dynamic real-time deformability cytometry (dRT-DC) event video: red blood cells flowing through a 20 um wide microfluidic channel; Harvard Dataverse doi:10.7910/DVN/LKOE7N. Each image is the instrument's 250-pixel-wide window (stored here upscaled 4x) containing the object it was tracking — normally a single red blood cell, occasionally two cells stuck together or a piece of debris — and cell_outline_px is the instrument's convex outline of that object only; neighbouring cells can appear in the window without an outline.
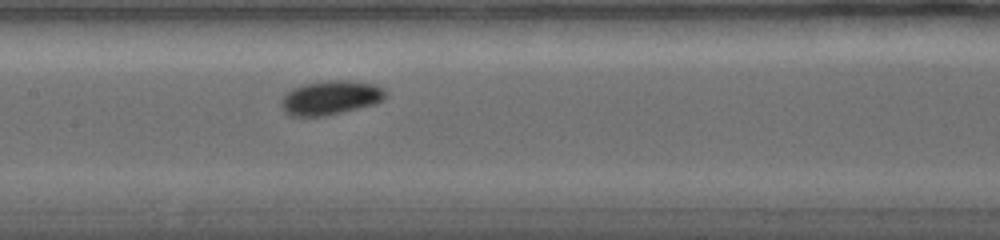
{"species": "common noctule bat (a hibernating species)", "species_latin": "Nyctalus noctula", "temperature_condition": "warm", "stored_images_in_passage": 23, "camera_frame_rate_fps": 5000, "um_per_image_px": 0.085, "animal": {"sex": "female", "body_mass_g": 19.0, "forearm_length_mm": 56.7}, "frame": {"image": 1, "passage_image": 10, "time_ms": 5.8, "image_size_px": [1000, 240], "cell_outline_px": [[384, 96], [376, 104], [324, 116], [288, 116], [284, 112], [280, 104], [280, 100], [292, 88], [304, 84], [328, 80], [348, 80], [376, 84], [384, 88]], "centroid_in_image_um": [28.06, 8.3], "position_along_channel_um": 179.3, "area_um2": 20.75}}
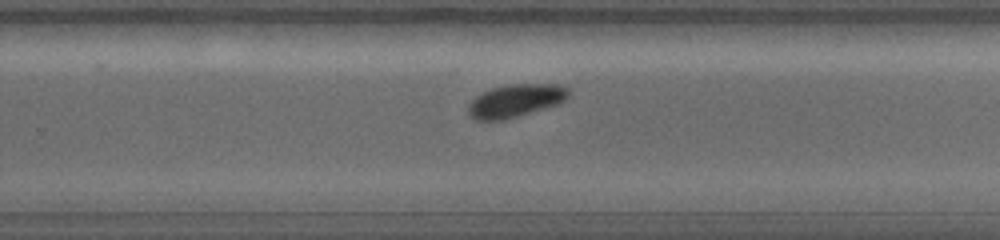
{"frame": {"image": 2, "passage_image": 13, "time_ms": 8.6, "image_size_px": [1000, 240], "cell_outline_px": [[572, 92], [564, 100], [556, 104], [504, 120], [476, 120], [468, 112], [468, 104], [476, 96], [492, 88], [508, 84], [556, 84], [568, 88]], "centroid_in_image_um": [43.82, 8.54], "position_along_channel_um": 286.0, "area_um2": 18.96}}
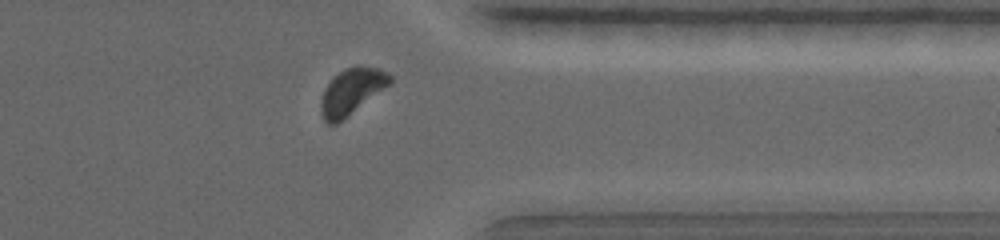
{"frame": {"image": 3, "passage_image": 19, "time_ms": 11.2, "image_size_px": [1000, 240], "cell_outline_px": [[392, 84], [348, 116], [336, 124], [328, 124], [324, 120], [320, 112], [320, 104], [324, 88], [344, 68], [356, 64], [360, 64], [380, 68], [388, 72], [392, 76]], "centroid_in_image_um": [29.93, 7.75], "position_along_channel_um": 381.5, "area_um2": 18.9}, "authors_computed_cell_mechanics": {"area_um2": 18.6116, "velocity_mm_per_s": 3.83, "shape_relaxation_time_tau1_ms": 1.5956, "shape_relaxation_time_tau2_ms": null, "deformation_change_tau1": 0.0665, "deformation_change_tau2": null}}